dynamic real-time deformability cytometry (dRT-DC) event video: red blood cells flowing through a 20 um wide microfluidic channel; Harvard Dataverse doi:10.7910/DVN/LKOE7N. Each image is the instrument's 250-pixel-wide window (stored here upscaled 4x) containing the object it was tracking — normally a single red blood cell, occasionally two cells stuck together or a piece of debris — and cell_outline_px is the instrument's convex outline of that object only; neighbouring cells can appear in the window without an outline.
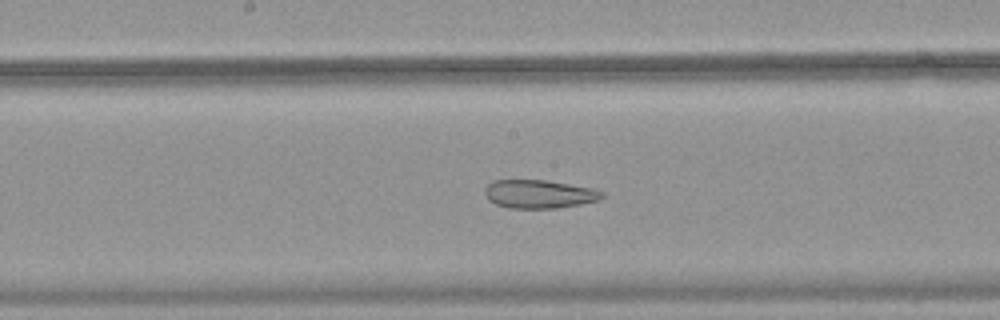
{"species": "common noctule bat (a hibernating species)", "species_latin": "Nyctalus noctula", "temperature_condition": "warm", "stored_images_in_passage": 49, "camera_frame_rate_fps": 3000, "um_per_image_px": 0.085, "animal": {"sex": "female", "body_mass_g": 18.4}, "frame": {"image": 1, "passage_image": 25, "time_ms": 8.0, "image_size_px": [1000, 320], "cell_outline_px": [[604, 196], [600, 200], [560, 208], [508, 208], [496, 204], [488, 200], [484, 192], [484, 188], [492, 180], [544, 180], [592, 188], [604, 192]], "centroid_in_image_um": [45.81, 16.5], "position_along_channel_um": 202.4, "area_um2": 19.48}}
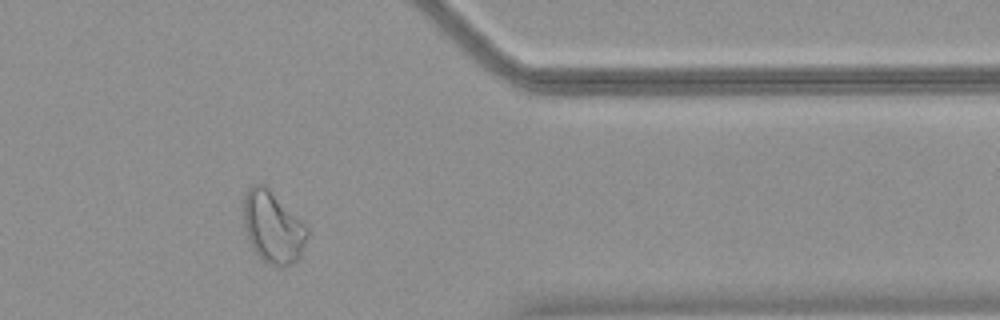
{"frame": {"image": 2, "passage_image": 40, "time_ms": 13.0, "image_size_px": [1000, 320], "cell_outline_px": [[308, 232], [304, 244], [296, 260], [292, 264], [280, 268], [268, 264], [252, 248], [248, 240], [244, 224], [244, 196], [248, 188], [252, 184], [264, 184], [308, 228]], "centroid_in_image_um": [23.16, 19.32], "position_along_channel_um": 388.2, "area_um2": 26.13}}
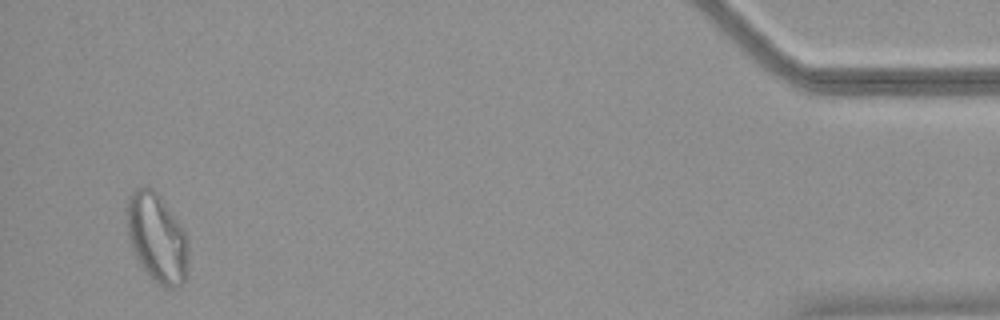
{"frame": {"image": 3, "passage_image": 47, "time_ms": 15.333, "image_size_px": [1000, 320], "cell_outline_px": [[188, 256], [184, 284], [172, 288], [164, 288], [140, 264], [132, 248], [128, 236], [128, 196], [136, 188], [152, 188], [160, 196], [188, 236]], "centroid_in_image_um": [13.37, 20.22], "position_along_channel_um": 421.8, "area_um2": 31.27}}